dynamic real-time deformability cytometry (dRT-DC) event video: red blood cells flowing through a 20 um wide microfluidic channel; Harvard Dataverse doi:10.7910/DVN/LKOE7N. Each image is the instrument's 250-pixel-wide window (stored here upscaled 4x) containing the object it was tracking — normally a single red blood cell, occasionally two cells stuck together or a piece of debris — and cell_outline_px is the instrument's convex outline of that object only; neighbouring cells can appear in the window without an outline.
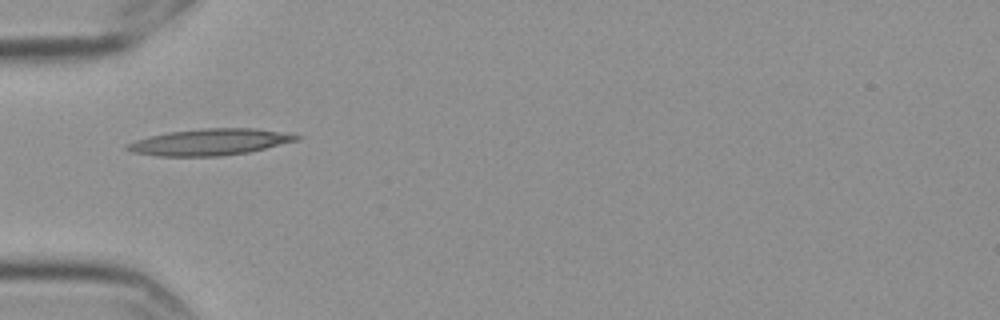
{"species": "Egyptian fruit bat (a non-hibernating species)", "species_latin": "Rousettus aegyptiacus", "temperature_condition": "cold", "stored_images_in_passage": 1, "camera_frame_rate_fps": 3000, "um_per_image_px": 0.085, "frame": {"image": 1, "passage_image": 1, "time_ms": 0.0, "image_size_px": [1000, 320], "cell_outline_px": [[304, 136], [300, 140], [248, 152], [220, 156], [156, 156], [132, 152], [124, 148], [124, 144], [148, 136], [168, 132], [200, 128], [256, 128]], "centroid_in_image_um": [17.81, 12.07], "position_along_channel_um": 67.2, "area_um2": 26.24}}